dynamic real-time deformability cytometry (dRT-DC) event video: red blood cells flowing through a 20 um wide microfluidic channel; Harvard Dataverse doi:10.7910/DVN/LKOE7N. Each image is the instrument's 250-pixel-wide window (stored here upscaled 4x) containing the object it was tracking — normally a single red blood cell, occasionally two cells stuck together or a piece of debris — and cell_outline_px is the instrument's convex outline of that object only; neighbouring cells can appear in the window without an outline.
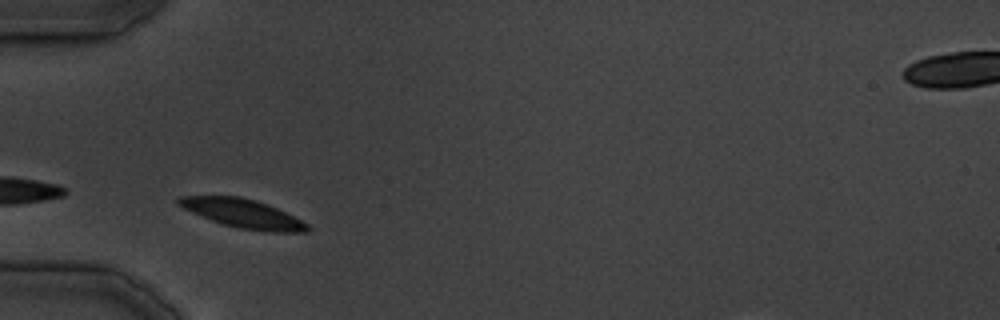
{"species": "common noctule bat (a hibernating species)", "species_latin": "Nyctalus noctula", "temperature_condition": "cold", "stored_images_in_passage": 13, "camera_frame_rate_fps": 3000, "um_per_image_px": 0.085, "animal": {"sex": "male", "body_mass_g": 19.5, "forearm_length_mm": 54.6}, "frame": {"image": 1, "passage_image": 1, "time_ms": 0.0, "image_size_px": [1000, 320], "cell_outline_px": [[312, 228], [308, 232], [264, 232], [240, 228], [224, 224], [212, 220], [192, 212], [176, 204], [176, 200], [180, 196], [240, 196], [268, 204], [308, 224]], "centroid_in_image_um": [20.66, 18.15], "position_along_channel_um": 64.3, "area_um2": 21.39}}
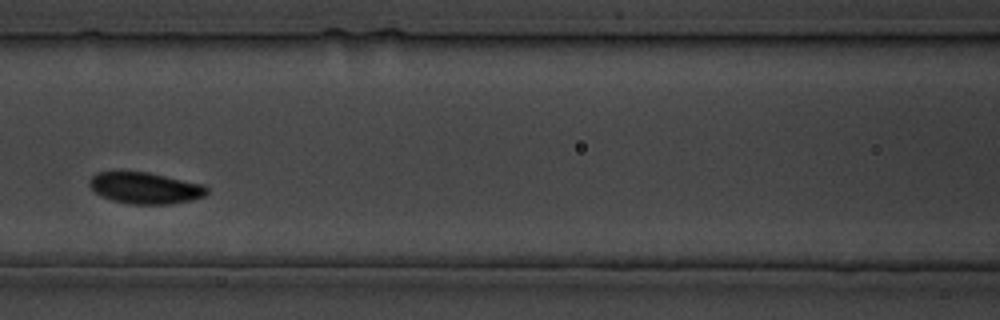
{"frame": {"image": 2, "passage_image": 6, "time_ms": 6.667, "image_size_px": [1000, 320], "cell_outline_px": [[208, 192], [204, 196], [192, 200], [172, 204], [128, 204], [112, 200], [100, 196], [88, 184], [88, 180], [96, 172], [148, 172], [204, 184], [208, 188]], "centroid_in_image_um": [12.35, 15.98], "position_along_channel_um": 154.3, "area_um2": 21.62}}